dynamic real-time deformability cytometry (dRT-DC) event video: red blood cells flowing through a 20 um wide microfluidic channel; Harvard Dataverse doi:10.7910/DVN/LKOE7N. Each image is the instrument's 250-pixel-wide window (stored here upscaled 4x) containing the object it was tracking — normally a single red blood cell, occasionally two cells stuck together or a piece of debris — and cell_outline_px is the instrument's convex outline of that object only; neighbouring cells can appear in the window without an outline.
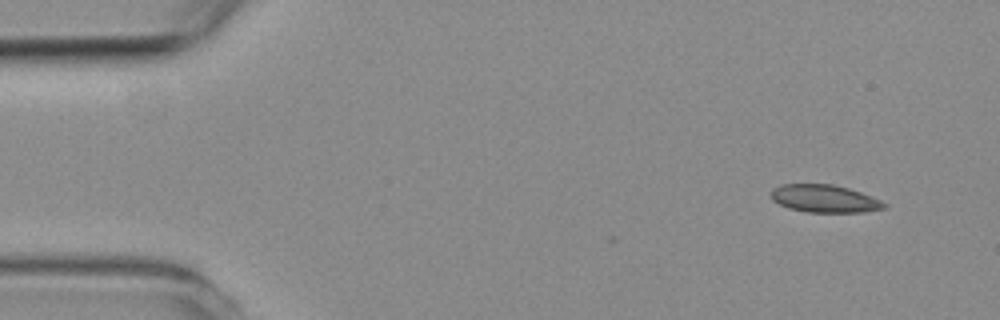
{"species": "common noctule bat (a hibernating species)", "species_latin": "Nyctalus noctula", "temperature_condition": "room temperature", "stored_images_in_passage": 4, "camera_frame_rate_fps": 3000, "um_per_image_px": 0.085, "animal": {"sex": "female", "body_mass_g": 19.3, "forearm_length_mm": 54.1}, "frame": {"image": 1, "passage_image": 1, "time_ms": 0.0, "image_size_px": [1000, 320], "cell_outline_px": [[888, 208], [864, 212], [808, 212], [788, 208], [772, 200], [772, 188], [780, 184], [832, 184], [848, 188], [872, 196], [888, 204]], "centroid_in_image_um": [70.11, 16.88], "position_along_channel_um": 14.9, "area_um2": 18.32}}
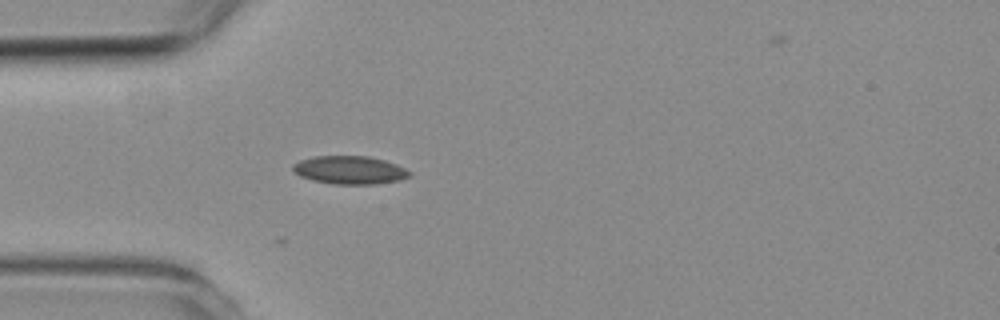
{"frame": {"image": 2, "passage_image": 4, "time_ms": 3.667, "image_size_px": [1000, 320], "cell_outline_px": [[412, 176], [400, 180], [376, 184], [332, 184], [312, 180], [300, 176], [292, 172], [292, 164], [300, 160], [316, 156], [368, 156], [384, 160], [396, 164], [412, 172]], "centroid_in_image_um": [29.72, 14.46], "position_along_channel_um": 55.3, "area_um2": 19.31}}